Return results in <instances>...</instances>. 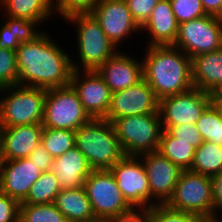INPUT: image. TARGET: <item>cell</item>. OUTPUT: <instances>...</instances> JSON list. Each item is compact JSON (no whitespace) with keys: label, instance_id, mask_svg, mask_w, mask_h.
I'll list each match as a JSON object with an SVG mask.
<instances>
[{"label":"cell","instance_id":"obj_30","mask_svg":"<svg viewBox=\"0 0 222 222\" xmlns=\"http://www.w3.org/2000/svg\"><path fill=\"white\" fill-rule=\"evenodd\" d=\"M196 127L204 141L222 146V116L213 103L199 117Z\"/></svg>","mask_w":222,"mask_h":222},{"label":"cell","instance_id":"obj_14","mask_svg":"<svg viewBox=\"0 0 222 222\" xmlns=\"http://www.w3.org/2000/svg\"><path fill=\"white\" fill-rule=\"evenodd\" d=\"M70 85L92 119L106 118L112 92L97 71L73 70Z\"/></svg>","mask_w":222,"mask_h":222},{"label":"cell","instance_id":"obj_25","mask_svg":"<svg viewBox=\"0 0 222 222\" xmlns=\"http://www.w3.org/2000/svg\"><path fill=\"white\" fill-rule=\"evenodd\" d=\"M3 16L43 23L54 14L53 0H0Z\"/></svg>","mask_w":222,"mask_h":222},{"label":"cell","instance_id":"obj_32","mask_svg":"<svg viewBox=\"0 0 222 222\" xmlns=\"http://www.w3.org/2000/svg\"><path fill=\"white\" fill-rule=\"evenodd\" d=\"M150 222H207L202 217L169 208L166 204H157L149 209Z\"/></svg>","mask_w":222,"mask_h":222},{"label":"cell","instance_id":"obj_5","mask_svg":"<svg viewBox=\"0 0 222 222\" xmlns=\"http://www.w3.org/2000/svg\"><path fill=\"white\" fill-rule=\"evenodd\" d=\"M0 93L1 127L42 124L47 89L17 84Z\"/></svg>","mask_w":222,"mask_h":222},{"label":"cell","instance_id":"obj_22","mask_svg":"<svg viewBox=\"0 0 222 222\" xmlns=\"http://www.w3.org/2000/svg\"><path fill=\"white\" fill-rule=\"evenodd\" d=\"M193 87L214 93L222 85V48L192 59Z\"/></svg>","mask_w":222,"mask_h":222},{"label":"cell","instance_id":"obj_12","mask_svg":"<svg viewBox=\"0 0 222 222\" xmlns=\"http://www.w3.org/2000/svg\"><path fill=\"white\" fill-rule=\"evenodd\" d=\"M211 103L210 93L194 87L187 92L164 97L159 100L158 106L162 126L196 124Z\"/></svg>","mask_w":222,"mask_h":222},{"label":"cell","instance_id":"obj_2","mask_svg":"<svg viewBox=\"0 0 222 222\" xmlns=\"http://www.w3.org/2000/svg\"><path fill=\"white\" fill-rule=\"evenodd\" d=\"M143 79L158 100L193 88L192 60L173 45L146 46Z\"/></svg>","mask_w":222,"mask_h":222},{"label":"cell","instance_id":"obj_27","mask_svg":"<svg viewBox=\"0 0 222 222\" xmlns=\"http://www.w3.org/2000/svg\"><path fill=\"white\" fill-rule=\"evenodd\" d=\"M190 170L210 177L222 172V146L211 141H204L195 149Z\"/></svg>","mask_w":222,"mask_h":222},{"label":"cell","instance_id":"obj_10","mask_svg":"<svg viewBox=\"0 0 222 222\" xmlns=\"http://www.w3.org/2000/svg\"><path fill=\"white\" fill-rule=\"evenodd\" d=\"M173 46L191 59L222 48V18L205 15L179 24Z\"/></svg>","mask_w":222,"mask_h":222},{"label":"cell","instance_id":"obj_19","mask_svg":"<svg viewBox=\"0 0 222 222\" xmlns=\"http://www.w3.org/2000/svg\"><path fill=\"white\" fill-rule=\"evenodd\" d=\"M42 124L12 126L1 128L2 160L26 158L41 143Z\"/></svg>","mask_w":222,"mask_h":222},{"label":"cell","instance_id":"obj_29","mask_svg":"<svg viewBox=\"0 0 222 222\" xmlns=\"http://www.w3.org/2000/svg\"><path fill=\"white\" fill-rule=\"evenodd\" d=\"M41 143L54 159L75 146V131L44 127Z\"/></svg>","mask_w":222,"mask_h":222},{"label":"cell","instance_id":"obj_31","mask_svg":"<svg viewBox=\"0 0 222 222\" xmlns=\"http://www.w3.org/2000/svg\"><path fill=\"white\" fill-rule=\"evenodd\" d=\"M20 222H68L65 216L51 204H20Z\"/></svg>","mask_w":222,"mask_h":222},{"label":"cell","instance_id":"obj_17","mask_svg":"<svg viewBox=\"0 0 222 222\" xmlns=\"http://www.w3.org/2000/svg\"><path fill=\"white\" fill-rule=\"evenodd\" d=\"M42 172L28 157L17 160H2L0 192L22 203Z\"/></svg>","mask_w":222,"mask_h":222},{"label":"cell","instance_id":"obj_35","mask_svg":"<svg viewBox=\"0 0 222 222\" xmlns=\"http://www.w3.org/2000/svg\"><path fill=\"white\" fill-rule=\"evenodd\" d=\"M170 3L178 24L206 15L201 0H170Z\"/></svg>","mask_w":222,"mask_h":222},{"label":"cell","instance_id":"obj_24","mask_svg":"<svg viewBox=\"0 0 222 222\" xmlns=\"http://www.w3.org/2000/svg\"><path fill=\"white\" fill-rule=\"evenodd\" d=\"M4 17L1 21L2 24H0V48L2 49L16 51L21 43L34 41L44 32L39 29V25L40 27L42 25L40 22L24 18Z\"/></svg>","mask_w":222,"mask_h":222},{"label":"cell","instance_id":"obj_26","mask_svg":"<svg viewBox=\"0 0 222 222\" xmlns=\"http://www.w3.org/2000/svg\"><path fill=\"white\" fill-rule=\"evenodd\" d=\"M157 151L182 170L191 169L195 148L190 142L178 141V138L163 130Z\"/></svg>","mask_w":222,"mask_h":222},{"label":"cell","instance_id":"obj_4","mask_svg":"<svg viewBox=\"0 0 222 222\" xmlns=\"http://www.w3.org/2000/svg\"><path fill=\"white\" fill-rule=\"evenodd\" d=\"M76 26L77 58L75 62L71 56L73 70L96 71L109 58L114 56L119 50L108 39L100 27L99 22L91 13L74 14L65 19ZM81 68V69H80Z\"/></svg>","mask_w":222,"mask_h":222},{"label":"cell","instance_id":"obj_23","mask_svg":"<svg viewBox=\"0 0 222 222\" xmlns=\"http://www.w3.org/2000/svg\"><path fill=\"white\" fill-rule=\"evenodd\" d=\"M54 204L68 222H96L84 187L61 189Z\"/></svg>","mask_w":222,"mask_h":222},{"label":"cell","instance_id":"obj_18","mask_svg":"<svg viewBox=\"0 0 222 222\" xmlns=\"http://www.w3.org/2000/svg\"><path fill=\"white\" fill-rule=\"evenodd\" d=\"M119 50L96 71L112 93L127 89L143 80L142 60Z\"/></svg>","mask_w":222,"mask_h":222},{"label":"cell","instance_id":"obj_6","mask_svg":"<svg viewBox=\"0 0 222 222\" xmlns=\"http://www.w3.org/2000/svg\"><path fill=\"white\" fill-rule=\"evenodd\" d=\"M126 156H139L158 150L163 132L159 112L117 118L112 122Z\"/></svg>","mask_w":222,"mask_h":222},{"label":"cell","instance_id":"obj_11","mask_svg":"<svg viewBox=\"0 0 222 222\" xmlns=\"http://www.w3.org/2000/svg\"><path fill=\"white\" fill-rule=\"evenodd\" d=\"M109 170L124 198L135 210H149L158 204L151 197L148 177L138 157L125 156Z\"/></svg>","mask_w":222,"mask_h":222},{"label":"cell","instance_id":"obj_33","mask_svg":"<svg viewBox=\"0 0 222 222\" xmlns=\"http://www.w3.org/2000/svg\"><path fill=\"white\" fill-rule=\"evenodd\" d=\"M16 52L0 48V88L18 84Z\"/></svg>","mask_w":222,"mask_h":222},{"label":"cell","instance_id":"obj_42","mask_svg":"<svg viewBox=\"0 0 222 222\" xmlns=\"http://www.w3.org/2000/svg\"><path fill=\"white\" fill-rule=\"evenodd\" d=\"M206 15L222 18V0H201Z\"/></svg>","mask_w":222,"mask_h":222},{"label":"cell","instance_id":"obj_44","mask_svg":"<svg viewBox=\"0 0 222 222\" xmlns=\"http://www.w3.org/2000/svg\"><path fill=\"white\" fill-rule=\"evenodd\" d=\"M211 96L212 98H222V85Z\"/></svg>","mask_w":222,"mask_h":222},{"label":"cell","instance_id":"obj_3","mask_svg":"<svg viewBox=\"0 0 222 222\" xmlns=\"http://www.w3.org/2000/svg\"><path fill=\"white\" fill-rule=\"evenodd\" d=\"M75 146L93 170H109L126 155L112 122L91 119L75 131Z\"/></svg>","mask_w":222,"mask_h":222},{"label":"cell","instance_id":"obj_37","mask_svg":"<svg viewBox=\"0 0 222 222\" xmlns=\"http://www.w3.org/2000/svg\"><path fill=\"white\" fill-rule=\"evenodd\" d=\"M134 21L141 28L150 18L159 0H125Z\"/></svg>","mask_w":222,"mask_h":222},{"label":"cell","instance_id":"obj_7","mask_svg":"<svg viewBox=\"0 0 222 222\" xmlns=\"http://www.w3.org/2000/svg\"><path fill=\"white\" fill-rule=\"evenodd\" d=\"M84 188L98 221L108 222L135 211L124 198L110 170H93L86 178Z\"/></svg>","mask_w":222,"mask_h":222},{"label":"cell","instance_id":"obj_34","mask_svg":"<svg viewBox=\"0 0 222 222\" xmlns=\"http://www.w3.org/2000/svg\"><path fill=\"white\" fill-rule=\"evenodd\" d=\"M100 0H53L54 14L63 20L74 14L91 13Z\"/></svg>","mask_w":222,"mask_h":222},{"label":"cell","instance_id":"obj_9","mask_svg":"<svg viewBox=\"0 0 222 222\" xmlns=\"http://www.w3.org/2000/svg\"><path fill=\"white\" fill-rule=\"evenodd\" d=\"M91 119L71 85L47 89L43 127L76 131Z\"/></svg>","mask_w":222,"mask_h":222},{"label":"cell","instance_id":"obj_21","mask_svg":"<svg viewBox=\"0 0 222 222\" xmlns=\"http://www.w3.org/2000/svg\"><path fill=\"white\" fill-rule=\"evenodd\" d=\"M178 27L170 0H159L148 21L141 27V32H148L147 46L173 45Z\"/></svg>","mask_w":222,"mask_h":222},{"label":"cell","instance_id":"obj_36","mask_svg":"<svg viewBox=\"0 0 222 222\" xmlns=\"http://www.w3.org/2000/svg\"><path fill=\"white\" fill-rule=\"evenodd\" d=\"M163 130H167L173 137L178 138V141L190 142L195 149L204 142L196 124L163 126Z\"/></svg>","mask_w":222,"mask_h":222},{"label":"cell","instance_id":"obj_39","mask_svg":"<svg viewBox=\"0 0 222 222\" xmlns=\"http://www.w3.org/2000/svg\"><path fill=\"white\" fill-rule=\"evenodd\" d=\"M211 182L213 196V222H222V172L213 175L211 177Z\"/></svg>","mask_w":222,"mask_h":222},{"label":"cell","instance_id":"obj_16","mask_svg":"<svg viewBox=\"0 0 222 222\" xmlns=\"http://www.w3.org/2000/svg\"><path fill=\"white\" fill-rule=\"evenodd\" d=\"M159 100L143 79L138 84L111 94V103L105 120L159 112Z\"/></svg>","mask_w":222,"mask_h":222},{"label":"cell","instance_id":"obj_13","mask_svg":"<svg viewBox=\"0 0 222 222\" xmlns=\"http://www.w3.org/2000/svg\"><path fill=\"white\" fill-rule=\"evenodd\" d=\"M91 14L117 49L134 32L141 33V28L134 21L125 0H100Z\"/></svg>","mask_w":222,"mask_h":222},{"label":"cell","instance_id":"obj_41","mask_svg":"<svg viewBox=\"0 0 222 222\" xmlns=\"http://www.w3.org/2000/svg\"><path fill=\"white\" fill-rule=\"evenodd\" d=\"M108 222H150L149 210H135L133 213Z\"/></svg>","mask_w":222,"mask_h":222},{"label":"cell","instance_id":"obj_45","mask_svg":"<svg viewBox=\"0 0 222 222\" xmlns=\"http://www.w3.org/2000/svg\"><path fill=\"white\" fill-rule=\"evenodd\" d=\"M1 163H2V158H1V145H0V167H1Z\"/></svg>","mask_w":222,"mask_h":222},{"label":"cell","instance_id":"obj_1","mask_svg":"<svg viewBox=\"0 0 222 222\" xmlns=\"http://www.w3.org/2000/svg\"><path fill=\"white\" fill-rule=\"evenodd\" d=\"M18 85L44 89L70 85L71 56L45 30L16 49Z\"/></svg>","mask_w":222,"mask_h":222},{"label":"cell","instance_id":"obj_20","mask_svg":"<svg viewBox=\"0 0 222 222\" xmlns=\"http://www.w3.org/2000/svg\"><path fill=\"white\" fill-rule=\"evenodd\" d=\"M58 180L61 189L84 187L86 178L93 169L82 152L74 146L54 158L50 170Z\"/></svg>","mask_w":222,"mask_h":222},{"label":"cell","instance_id":"obj_38","mask_svg":"<svg viewBox=\"0 0 222 222\" xmlns=\"http://www.w3.org/2000/svg\"><path fill=\"white\" fill-rule=\"evenodd\" d=\"M20 203L0 192V222H19Z\"/></svg>","mask_w":222,"mask_h":222},{"label":"cell","instance_id":"obj_8","mask_svg":"<svg viewBox=\"0 0 222 222\" xmlns=\"http://www.w3.org/2000/svg\"><path fill=\"white\" fill-rule=\"evenodd\" d=\"M166 205L174 210L192 213L213 222L211 177L191 170H183L172 197Z\"/></svg>","mask_w":222,"mask_h":222},{"label":"cell","instance_id":"obj_46","mask_svg":"<svg viewBox=\"0 0 222 222\" xmlns=\"http://www.w3.org/2000/svg\"><path fill=\"white\" fill-rule=\"evenodd\" d=\"M1 121H0V139H1ZM1 145V144H0Z\"/></svg>","mask_w":222,"mask_h":222},{"label":"cell","instance_id":"obj_28","mask_svg":"<svg viewBox=\"0 0 222 222\" xmlns=\"http://www.w3.org/2000/svg\"><path fill=\"white\" fill-rule=\"evenodd\" d=\"M61 187L51 171L42 172L41 176L31 186L26 199L20 204H51Z\"/></svg>","mask_w":222,"mask_h":222},{"label":"cell","instance_id":"obj_40","mask_svg":"<svg viewBox=\"0 0 222 222\" xmlns=\"http://www.w3.org/2000/svg\"><path fill=\"white\" fill-rule=\"evenodd\" d=\"M29 160L34 163L41 171H50L53 157L40 143L28 156Z\"/></svg>","mask_w":222,"mask_h":222},{"label":"cell","instance_id":"obj_43","mask_svg":"<svg viewBox=\"0 0 222 222\" xmlns=\"http://www.w3.org/2000/svg\"><path fill=\"white\" fill-rule=\"evenodd\" d=\"M212 103L219 110L222 116V98H212Z\"/></svg>","mask_w":222,"mask_h":222},{"label":"cell","instance_id":"obj_15","mask_svg":"<svg viewBox=\"0 0 222 222\" xmlns=\"http://www.w3.org/2000/svg\"><path fill=\"white\" fill-rule=\"evenodd\" d=\"M148 177L151 197L158 204H166L174 193L183 170L164 157L159 151L137 156Z\"/></svg>","mask_w":222,"mask_h":222}]
</instances>
